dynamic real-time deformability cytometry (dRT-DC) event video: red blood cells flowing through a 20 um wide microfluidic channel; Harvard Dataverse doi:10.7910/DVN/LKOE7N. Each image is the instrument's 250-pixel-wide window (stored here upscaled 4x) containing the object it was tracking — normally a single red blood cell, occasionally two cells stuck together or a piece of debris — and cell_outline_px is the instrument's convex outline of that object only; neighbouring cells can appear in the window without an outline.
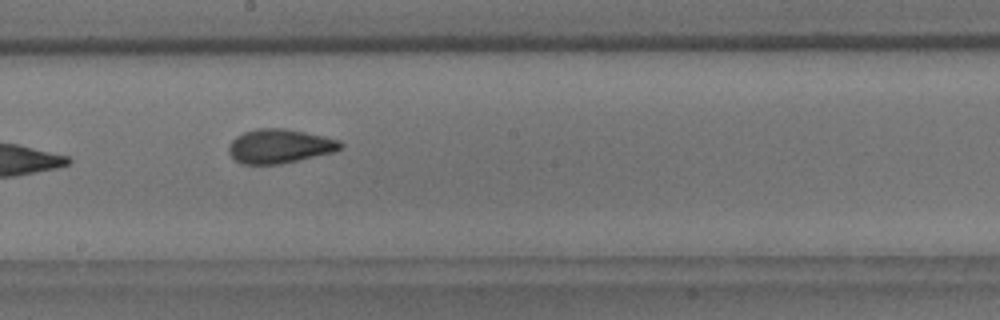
{"species": "common noctule bat (a hibernating species)", "species_latin": "Nyctalus noctula", "temperature_condition": "room temperature", "stored_images_in_passage": 14, "camera_frame_rate_fps": 3000, "um_per_image_px": 0.085, "animal": {"sex": "male", "body_mass_g": 18.8}, "frame": {"image": 1, "passage_image": 7, "time_ms": 7.667, "image_size_px": [1000, 320], "cell_outline_px": [[344, 148], [336, 152], [280, 164], [240, 164], [228, 152], [228, 148], [232, 140], [236, 136], [244, 132], [256, 128], [284, 128], [324, 136], [340, 140], [344, 144]], "centroid_in_image_um": [23.81, 12.42], "position_along_channel_um": 224.4, "area_um2": 22.43}}
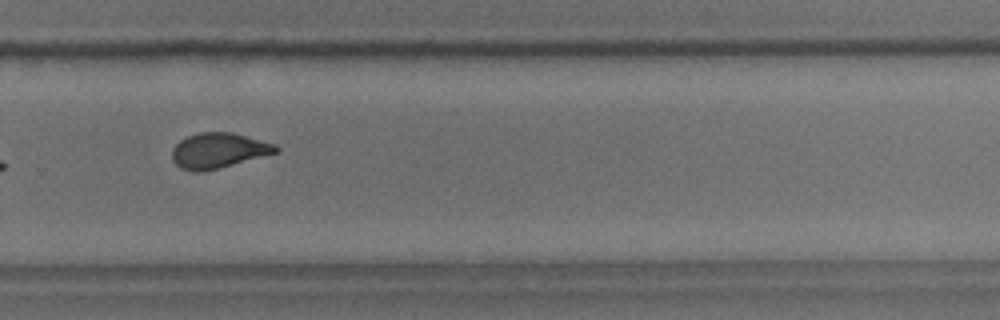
{"frame": {"image": 2, "passage_image": 9, "time_ms": 10.0, "image_size_px": [1000, 320], "cell_outline_px": [[280, 152], [220, 168], [200, 172], [192, 172], [180, 168], [172, 160], [172, 148], [180, 140], [188, 136], [200, 132], [232, 132], [276, 144], [280, 148]], "centroid_in_image_um": [18.59, 12.8], "position_along_channel_um": 311.2, "area_um2": 21.56}}
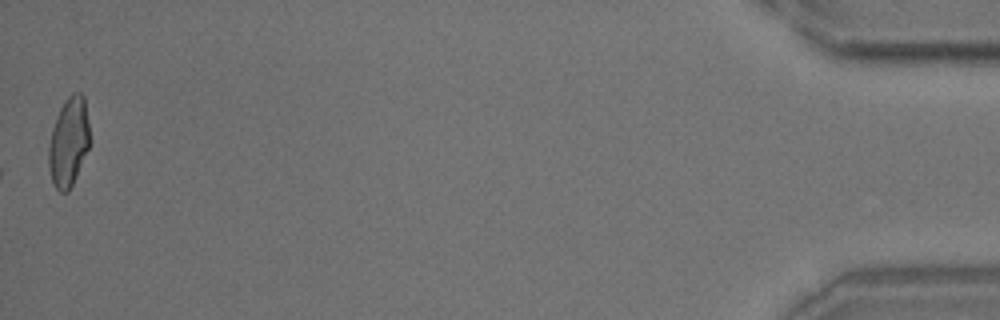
{"frame": {"image": 3, "passage_image": 14, "time_ms": 15.667, "image_size_px": [1000, 320], "cell_outline_px": [[88, 148], [76, 176], [68, 192], [60, 192], [56, 188], [52, 180], [48, 164], [48, 148], [52, 128], [56, 116], [64, 100], [72, 92], [80, 92], [84, 96], [88, 124]], "centroid_in_image_um": [5.81, 12.04], "position_along_channel_um": 429.4, "area_um2": 21.04}, "authors_computed_cell_mechanics": {"area_um2": 10.404, "velocity_mm_per_s": 3.6624, "shape_relaxation_time_tau1_ms": 1.2889, "shape_relaxation_time_tau2_ms": null, "deformation_change_tau1": 0.0424, "deformation_change_tau2": null}}